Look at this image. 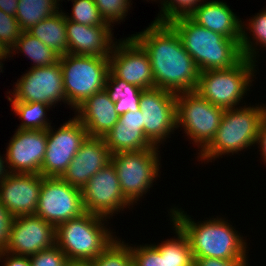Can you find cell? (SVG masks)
<instances>
[{
	"label": "cell",
	"instance_id": "cell-1",
	"mask_svg": "<svg viewBox=\"0 0 266 266\" xmlns=\"http://www.w3.org/2000/svg\"><path fill=\"white\" fill-rule=\"evenodd\" d=\"M132 36L149 55L154 88L174 94L195 91L200 71L170 23L152 21Z\"/></svg>",
	"mask_w": 266,
	"mask_h": 266
},
{
	"label": "cell",
	"instance_id": "cell-2",
	"mask_svg": "<svg viewBox=\"0 0 266 266\" xmlns=\"http://www.w3.org/2000/svg\"><path fill=\"white\" fill-rule=\"evenodd\" d=\"M182 208H170V219L189 239L193 257H211L223 260L247 258L248 245L226 218H210L195 222Z\"/></svg>",
	"mask_w": 266,
	"mask_h": 266
},
{
	"label": "cell",
	"instance_id": "cell-3",
	"mask_svg": "<svg viewBox=\"0 0 266 266\" xmlns=\"http://www.w3.org/2000/svg\"><path fill=\"white\" fill-rule=\"evenodd\" d=\"M170 24L180 35L199 71L228 69L243 58L240 40L201 27L189 17L178 18Z\"/></svg>",
	"mask_w": 266,
	"mask_h": 266
},
{
	"label": "cell",
	"instance_id": "cell-4",
	"mask_svg": "<svg viewBox=\"0 0 266 266\" xmlns=\"http://www.w3.org/2000/svg\"><path fill=\"white\" fill-rule=\"evenodd\" d=\"M241 105L224 110L214 139L197 155L199 161L212 162V159L238 154L256 144L258 129L266 117V105Z\"/></svg>",
	"mask_w": 266,
	"mask_h": 266
},
{
	"label": "cell",
	"instance_id": "cell-5",
	"mask_svg": "<svg viewBox=\"0 0 266 266\" xmlns=\"http://www.w3.org/2000/svg\"><path fill=\"white\" fill-rule=\"evenodd\" d=\"M108 218L83 213L56 227V245L71 263H88L116 238L105 223ZM106 221V222H104Z\"/></svg>",
	"mask_w": 266,
	"mask_h": 266
},
{
	"label": "cell",
	"instance_id": "cell-6",
	"mask_svg": "<svg viewBox=\"0 0 266 266\" xmlns=\"http://www.w3.org/2000/svg\"><path fill=\"white\" fill-rule=\"evenodd\" d=\"M256 66L255 61L243 57L228 69L200 71L195 92L224 110L236 108L253 86Z\"/></svg>",
	"mask_w": 266,
	"mask_h": 266
},
{
	"label": "cell",
	"instance_id": "cell-7",
	"mask_svg": "<svg viewBox=\"0 0 266 266\" xmlns=\"http://www.w3.org/2000/svg\"><path fill=\"white\" fill-rule=\"evenodd\" d=\"M59 63L66 102L75 110L94 93L104 90L109 73L108 57L65 54Z\"/></svg>",
	"mask_w": 266,
	"mask_h": 266
},
{
	"label": "cell",
	"instance_id": "cell-8",
	"mask_svg": "<svg viewBox=\"0 0 266 266\" xmlns=\"http://www.w3.org/2000/svg\"><path fill=\"white\" fill-rule=\"evenodd\" d=\"M159 147L118 152L111 156L124 197L134 205L145 195L160 176ZM160 158V160H159ZM155 179V180H154Z\"/></svg>",
	"mask_w": 266,
	"mask_h": 266
},
{
	"label": "cell",
	"instance_id": "cell-9",
	"mask_svg": "<svg viewBox=\"0 0 266 266\" xmlns=\"http://www.w3.org/2000/svg\"><path fill=\"white\" fill-rule=\"evenodd\" d=\"M223 112L195 91L176 94V128L184 129L188 139L200 148L199 153L214 139Z\"/></svg>",
	"mask_w": 266,
	"mask_h": 266
},
{
	"label": "cell",
	"instance_id": "cell-10",
	"mask_svg": "<svg viewBox=\"0 0 266 266\" xmlns=\"http://www.w3.org/2000/svg\"><path fill=\"white\" fill-rule=\"evenodd\" d=\"M29 68L30 70L15 82L13 92H8L12 93L11 96H6L8 101L37 102L50 106H56L58 102L67 104L59 61L44 67Z\"/></svg>",
	"mask_w": 266,
	"mask_h": 266
},
{
	"label": "cell",
	"instance_id": "cell-11",
	"mask_svg": "<svg viewBox=\"0 0 266 266\" xmlns=\"http://www.w3.org/2000/svg\"><path fill=\"white\" fill-rule=\"evenodd\" d=\"M85 213L81 189L58 177H44L35 215L55 228Z\"/></svg>",
	"mask_w": 266,
	"mask_h": 266
},
{
	"label": "cell",
	"instance_id": "cell-12",
	"mask_svg": "<svg viewBox=\"0 0 266 266\" xmlns=\"http://www.w3.org/2000/svg\"><path fill=\"white\" fill-rule=\"evenodd\" d=\"M139 107L142 132L156 147L174 133L176 128V94L160 88L142 91Z\"/></svg>",
	"mask_w": 266,
	"mask_h": 266
},
{
	"label": "cell",
	"instance_id": "cell-13",
	"mask_svg": "<svg viewBox=\"0 0 266 266\" xmlns=\"http://www.w3.org/2000/svg\"><path fill=\"white\" fill-rule=\"evenodd\" d=\"M47 129V148L43 158L41 175L60 178L88 137L83 124L72 117L57 130Z\"/></svg>",
	"mask_w": 266,
	"mask_h": 266
},
{
	"label": "cell",
	"instance_id": "cell-14",
	"mask_svg": "<svg viewBox=\"0 0 266 266\" xmlns=\"http://www.w3.org/2000/svg\"><path fill=\"white\" fill-rule=\"evenodd\" d=\"M85 212L110 219L133 205L124 197L115 167L110 162L81 188Z\"/></svg>",
	"mask_w": 266,
	"mask_h": 266
},
{
	"label": "cell",
	"instance_id": "cell-15",
	"mask_svg": "<svg viewBox=\"0 0 266 266\" xmlns=\"http://www.w3.org/2000/svg\"><path fill=\"white\" fill-rule=\"evenodd\" d=\"M108 60L116 77L144 90L154 88L149 55L132 35L118 42L116 39Z\"/></svg>",
	"mask_w": 266,
	"mask_h": 266
},
{
	"label": "cell",
	"instance_id": "cell-16",
	"mask_svg": "<svg viewBox=\"0 0 266 266\" xmlns=\"http://www.w3.org/2000/svg\"><path fill=\"white\" fill-rule=\"evenodd\" d=\"M56 244V228L37 215L13 218L9 240L4 251L32 256Z\"/></svg>",
	"mask_w": 266,
	"mask_h": 266
},
{
	"label": "cell",
	"instance_id": "cell-17",
	"mask_svg": "<svg viewBox=\"0 0 266 266\" xmlns=\"http://www.w3.org/2000/svg\"><path fill=\"white\" fill-rule=\"evenodd\" d=\"M46 148L47 130L17 129L4 154L9 173L41 174Z\"/></svg>",
	"mask_w": 266,
	"mask_h": 266
},
{
	"label": "cell",
	"instance_id": "cell-18",
	"mask_svg": "<svg viewBox=\"0 0 266 266\" xmlns=\"http://www.w3.org/2000/svg\"><path fill=\"white\" fill-rule=\"evenodd\" d=\"M170 222L177 238L174 236L175 239H167L158 245L131 246L135 266H193L194 258L189 239L171 219Z\"/></svg>",
	"mask_w": 266,
	"mask_h": 266
},
{
	"label": "cell",
	"instance_id": "cell-19",
	"mask_svg": "<svg viewBox=\"0 0 266 266\" xmlns=\"http://www.w3.org/2000/svg\"><path fill=\"white\" fill-rule=\"evenodd\" d=\"M43 178L35 173H9L0 181V203L14 218L35 215Z\"/></svg>",
	"mask_w": 266,
	"mask_h": 266
},
{
	"label": "cell",
	"instance_id": "cell-20",
	"mask_svg": "<svg viewBox=\"0 0 266 266\" xmlns=\"http://www.w3.org/2000/svg\"><path fill=\"white\" fill-rule=\"evenodd\" d=\"M111 156L103 138L87 137L60 178L81 189L92 176L111 162Z\"/></svg>",
	"mask_w": 266,
	"mask_h": 266
},
{
	"label": "cell",
	"instance_id": "cell-21",
	"mask_svg": "<svg viewBox=\"0 0 266 266\" xmlns=\"http://www.w3.org/2000/svg\"><path fill=\"white\" fill-rule=\"evenodd\" d=\"M113 26L108 22L100 26H89L66 19L68 53L109 57L116 43L113 39Z\"/></svg>",
	"mask_w": 266,
	"mask_h": 266
},
{
	"label": "cell",
	"instance_id": "cell-22",
	"mask_svg": "<svg viewBox=\"0 0 266 266\" xmlns=\"http://www.w3.org/2000/svg\"><path fill=\"white\" fill-rule=\"evenodd\" d=\"M74 112L85 127L88 137L103 138L120 117L105 89L87 98Z\"/></svg>",
	"mask_w": 266,
	"mask_h": 266
},
{
	"label": "cell",
	"instance_id": "cell-23",
	"mask_svg": "<svg viewBox=\"0 0 266 266\" xmlns=\"http://www.w3.org/2000/svg\"><path fill=\"white\" fill-rule=\"evenodd\" d=\"M142 112L129 111L103 137L112 155L118 152L146 150L154 146L142 132Z\"/></svg>",
	"mask_w": 266,
	"mask_h": 266
},
{
	"label": "cell",
	"instance_id": "cell-24",
	"mask_svg": "<svg viewBox=\"0 0 266 266\" xmlns=\"http://www.w3.org/2000/svg\"><path fill=\"white\" fill-rule=\"evenodd\" d=\"M206 2V3H205ZM203 1L190 15L197 25L234 40L241 39V18L234 13L226 2Z\"/></svg>",
	"mask_w": 266,
	"mask_h": 266
},
{
	"label": "cell",
	"instance_id": "cell-25",
	"mask_svg": "<svg viewBox=\"0 0 266 266\" xmlns=\"http://www.w3.org/2000/svg\"><path fill=\"white\" fill-rule=\"evenodd\" d=\"M27 32L50 47L59 56L68 53L66 18L62 9L32 26Z\"/></svg>",
	"mask_w": 266,
	"mask_h": 266
},
{
	"label": "cell",
	"instance_id": "cell-26",
	"mask_svg": "<svg viewBox=\"0 0 266 266\" xmlns=\"http://www.w3.org/2000/svg\"><path fill=\"white\" fill-rule=\"evenodd\" d=\"M104 89L115 103V109L119 116L129 111L134 113L140 110L139 102L144 89L116 77L110 70Z\"/></svg>",
	"mask_w": 266,
	"mask_h": 266
},
{
	"label": "cell",
	"instance_id": "cell-27",
	"mask_svg": "<svg viewBox=\"0 0 266 266\" xmlns=\"http://www.w3.org/2000/svg\"><path fill=\"white\" fill-rule=\"evenodd\" d=\"M18 51L23 53L26 57L28 56L27 58L33 62V66H31L33 68L54 64L58 62L60 58L50 47L46 46L36 37L30 35L27 31L21 33L15 46L8 53L9 57H13L14 52V55H16V53L18 54Z\"/></svg>",
	"mask_w": 266,
	"mask_h": 266
},
{
	"label": "cell",
	"instance_id": "cell-28",
	"mask_svg": "<svg viewBox=\"0 0 266 266\" xmlns=\"http://www.w3.org/2000/svg\"><path fill=\"white\" fill-rule=\"evenodd\" d=\"M248 21L249 23L247 22V24L245 22L242 23L240 49L243 57L247 58L248 60L257 62L256 56L259 53V51L257 50L260 49H257L256 47L259 45L263 48L265 47L264 49H266V9L261 11L260 13L255 14L254 17H251V19H249ZM246 32H251L250 36L252 34V39Z\"/></svg>",
	"mask_w": 266,
	"mask_h": 266
},
{
	"label": "cell",
	"instance_id": "cell-29",
	"mask_svg": "<svg viewBox=\"0 0 266 266\" xmlns=\"http://www.w3.org/2000/svg\"><path fill=\"white\" fill-rule=\"evenodd\" d=\"M59 7L55 0H19L15 17L21 30L27 31L60 11Z\"/></svg>",
	"mask_w": 266,
	"mask_h": 266
},
{
	"label": "cell",
	"instance_id": "cell-30",
	"mask_svg": "<svg viewBox=\"0 0 266 266\" xmlns=\"http://www.w3.org/2000/svg\"><path fill=\"white\" fill-rule=\"evenodd\" d=\"M15 114L22 123L17 129L22 130H47L51 122L45 116L51 106L44 103L10 102ZM47 111V112H46Z\"/></svg>",
	"mask_w": 266,
	"mask_h": 266
},
{
	"label": "cell",
	"instance_id": "cell-31",
	"mask_svg": "<svg viewBox=\"0 0 266 266\" xmlns=\"http://www.w3.org/2000/svg\"><path fill=\"white\" fill-rule=\"evenodd\" d=\"M87 264L88 266H131L133 264L131 246L116 237L102 253Z\"/></svg>",
	"mask_w": 266,
	"mask_h": 266
},
{
	"label": "cell",
	"instance_id": "cell-32",
	"mask_svg": "<svg viewBox=\"0 0 266 266\" xmlns=\"http://www.w3.org/2000/svg\"><path fill=\"white\" fill-rule=\"evenodd\" d=\"M205 0H160V14L154 21L170 23L178 18L190 17V15Z\"/></svg>",
	"mask_w": 266,
	"mask_h": 266
},
{
	"label": "cell",
	"instance_id": "cell-33",
	"mask_svg": "<svg viewBox=\"0 0 266 266\" xmlns=\"http://www.w3.org/2000/svg\"><path fill=\"white\" fill-rule=\"evenodd\" d=\"M73 2L71 16L64 13L66 19L89 26H100L105 23L94 0H71Z\"/></svg>",
	"mask_w": 266,
	"mask_h": 266
},
{
	"label": "cell",
	"instance_id": "cell-34",
	"mask_svg": "<svg viewBox=\"0 0 266 266\" xmlns=\"http://www.w3.org/2000/svg\"><path fill=\"white\" fill-rule=\"evenodd\" d=\"M132 0H94L105 22L115 24L126 18ZM121 20V21H120Z\"/></svg>",
	"mask_w": 266,
	"mask_h": 266
},
{
	"label": "cell",
	"instance_id": "cell-35",
	"mask_svg": "<svg viewBox=\"0 0 266 266\" xmlns=\"http://www.w3.org/2000/svg\"><path fill=\"white\" fill-rule=\"evenodd\" d=\"M22 32L16 17L0 10V48L9 53Z\"/></svg>",
	"mask_w": 266,
	"mask_h": 266
},
{
	"label": "cell",
	"instance_id": "cell-36",
	"mask_svg": "<svg viewBox=\"0 0 266 266\" xmlns=\"http://www.w3.org/2000/svg\"><path fill=\"white\" fill-rule=\"evenodd\" d=\"M29 259L31 266H69L71 263L56 244L30 256Z\"/></svg>",
	"mask_w": 266,
	"mask_h": 266
},
{
	"label": "cell",
	"instance_id": "cell-37",
	"mask_svg": "<svg viewBox=\"0 0 266 266\" xmlns=\"http://www.w3.org/2000/svg\"><path fill=\"white\" fill-rule=\"evenodd\" d=\"M13 216L0 203V251L4 250L8 244L9 233Z\"/></svg>",
	"mask_w": 266,
	"mask_h": 266
},
{
	"label": "cell",
	"instance_id": "cell-38",
	"mask_svg": "<svg viewBox=\"0 0 266 266\" xmlns=\"http://www.w3.org/2000/svg\"><path fill=\"white\" fill-rule=\"evenodd\" d=\"M193 266H248V258L242 260H223L211 257H193Z\"/></svg>",
	"mask_w": 266,
	"mask_h": 266
},
{
	"label": "cell",
	"instance_id": "cell-39",
	"mask_svg": "<svg viewBox=\"0 0 266 266\" xmlns=\"http://www.w3.org/2000/svg\"><path fill=\"white\" fill-rule=\"evenodd\" d=\"M0 262L4 263L2 266H31L28 256L14 255L4 250L0 251Z\"/></svg>",
	"mask_w": 266,
	"mask_h": 266
},
{
	"label": "cell",
	"instance_id": "cell-40",
	"mask_svg": "<svg viewBox=\"0 0 266 266\" xmlns=\"http://www.w3.org/2000/svg\"><path fill=\"white\" fill-rule=\"evenodd\" d=\"M256 145H259L261 157L263 158L264 164L266 163V117L260 124L258 129V135L256 140Z\"/></svg>",
	"mask_w": 266,
	"mask_h": 266
},
{
	"label": "cell",
	"instance_id": "cell-41",
	"mask_svg": "<svg viewBox=\"0 0 266 266\" xmlns=\"http://www.w3.org/2000/svg\"><path fill=\"white\" fill-rule=\"evenodd\" d=\"M19 0H0V10L5 14L15 16Z\"/></svg>",
	"mask_w": 266,
	"mask_h": 266
},
{
	"label": "cell",
	"instance_id": "cell-42",
	"mask_svg": "<svg viewBox=\"0 0 266 266\" xmlns=\"http://www.w3.org/2000/svg\"><path fill=\"white\" fill-rule=\"evenodd\" d=\"M4 158H6V157H3L0 155V181L3 180L9 174V171L6 168L7 165H5L6 159H4Z\"/></svg>",
	"mask_w": 266,
	"mask_h": 266
},
{
	"label": "cell",
	"instance_id": "cell-43",
	"mask_svg": "<svg viewBox=\"0 0 266 266\" xmlns=\"http://www.w3.org/2000/svg\"><path fill=\"white\" fill-rule=\"evenodd\" d=\"M8 59L9 58V54L8 52L4 51V50H0V72H2V66H3V62L5 61V59ZM4 59V60H3ZM3 61V62H2Z\"/></svg>",
	"mask_w": 266,
	"mask_h": 266
},
{
	"label": "cell",
	"instance_id": "cell-44",
	"mask_svg": "<svg viewBox=\"0 0 266 266\" xmlns=\"http://www.w3.org/2000/svg\"><path fill=\"white\" fill-rule=\"evenodd\" d=\"M69 266H88L87 263H70Z\"/></svg>",
	"mask_w": 266,
	"mask_h": 266
},
{
	"label": "cell",
	"instance_id": "cell-45",
	"mask_svg": "<svg viewBox=\"0 0 266 266\" xmlns=\"http://www.w3.org/2000/svg\"><path fill=\"white\" fill-rule=\"evenodd\" d=\"M55 1H56V2H57L59 5H60V3H59V2H60V1H63V0H55ZM68 1H69V0H68Z\"/></svg>",
	"mask_w": 266,
	"mask_h": 266
}]
</instances>
